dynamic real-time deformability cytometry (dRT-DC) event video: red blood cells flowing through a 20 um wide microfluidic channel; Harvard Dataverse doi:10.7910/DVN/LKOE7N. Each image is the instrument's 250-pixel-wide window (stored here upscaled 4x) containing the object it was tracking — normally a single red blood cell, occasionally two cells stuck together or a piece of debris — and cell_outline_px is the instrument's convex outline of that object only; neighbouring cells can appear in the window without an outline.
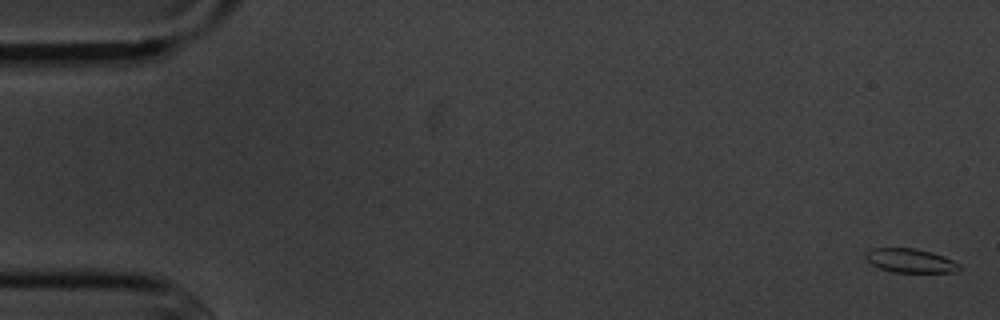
{"species": "common noctule bat (a hibernating species)", "species_latin": "Nyctalus noctula", "temperature_condition": "cold", "stored_images_in_passage": 4, "camera_frame_rate_fps": 3000, "um_per_image_px": 0.085, "animal": {"sex": "male", "body_mass_g": 20.1, "forearm_length_mm": 53.5}, "frame": {"image": 1, "passage_image": 1, "time_ms": 0.0, "image_size_px": [1000, 320], "cell_outline_px": [[960, 268], [956, 272], [892, 272], [880, 268], [872, 264], [864, 256], [864, 252], [872, 248], [916, 248], [932, 252], [944, 256], [960, 264]], "centroid_in_image_um": [77.37, 22.14], "position_along_channel_um": 7.6, "area_um2": 13.12}}